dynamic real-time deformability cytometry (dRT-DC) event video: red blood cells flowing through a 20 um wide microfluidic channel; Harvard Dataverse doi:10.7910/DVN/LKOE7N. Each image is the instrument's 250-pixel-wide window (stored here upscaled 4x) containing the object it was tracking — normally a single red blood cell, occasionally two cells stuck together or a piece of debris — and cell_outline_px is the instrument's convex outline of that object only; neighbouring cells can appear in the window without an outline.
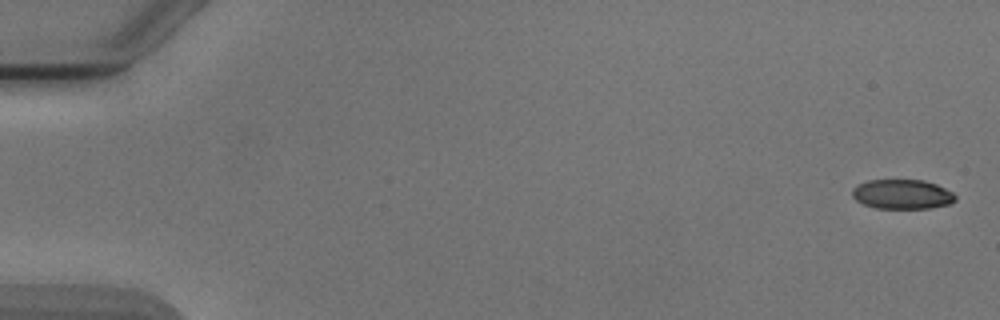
{"species": "Egyptian fruit bat (a non-hibernating species)", "species_latin": "Rousettus aegyptiacus", "temperature_condition": "cold", "stored_images_in_passage": 5, "camera_frame_rate_fps": 3000, "um_per_image_px": 0.085, "animal": {"sex": "male"}, "frame": {"image": 1, "passage_image": 1, "time_ms": 0.0, "image_size_px": [1000, 320], "cell_outline_px": [[956, 200], [948, 204], [932, 208], [876, 208], [864, 204], [856, 200], [852, 196], [852, 188], [856, 184], [868, 180], [924, 180], [936, 184], [952, 192], [956, 196]], "centroid_in_image_um": [76.67, 16.5], "position_along_channel_um": 8.3, "area_um2": 17.8}}
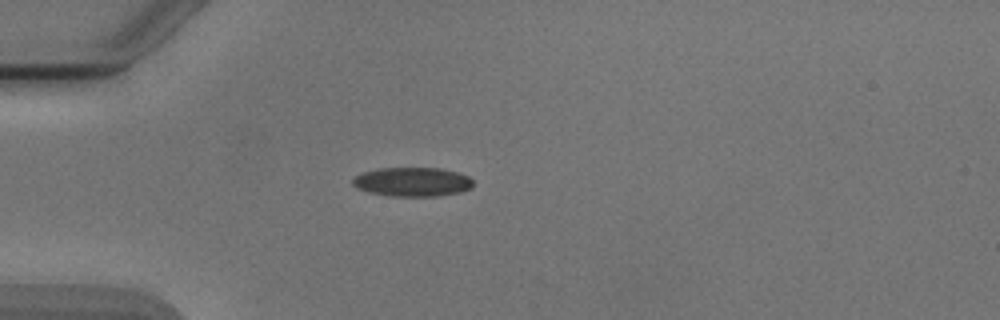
{"frame": {"image": 2, "passage_image": 5, "time_ms": 4.667, "image_size_px": [1000, 320], "cell_outline_px": [[472, 188], [460, 192], [436, 196], [392, 196], [368, 192], [356, 188], [352, 184], [352, 180], [356, 176], [364, 172], [380, 168], [440, 168], [456, 172], [468, 176], [472, 180]], "centroid_in_image_um": [35.05, 15.46], "position_along_channel_um": 50.0, "area_um2": 20.35}}